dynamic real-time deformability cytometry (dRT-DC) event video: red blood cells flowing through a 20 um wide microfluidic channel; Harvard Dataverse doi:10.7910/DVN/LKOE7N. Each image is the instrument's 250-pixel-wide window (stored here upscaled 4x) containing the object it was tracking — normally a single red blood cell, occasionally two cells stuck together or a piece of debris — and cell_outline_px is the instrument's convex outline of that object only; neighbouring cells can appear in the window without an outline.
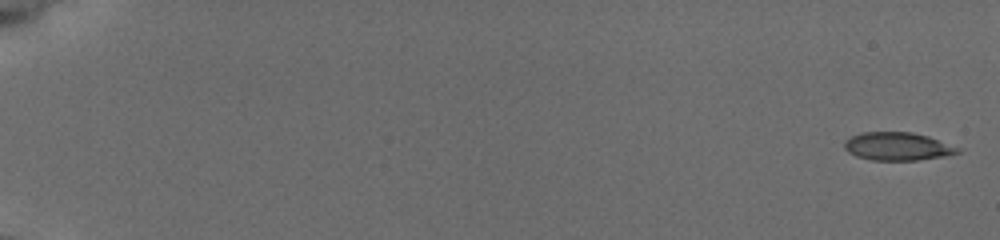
{"species": "common noctule bat (a hibernating species)", "species_latin": "Nyctalus noctula", "temperature_condition": "cold", "stored_images_in_passage": 54, "camera_frame_rate_fps": 3000, "um_per_image_px": 0.085, "animal": {"sex": "female", "body_mass_g": 19.5, "forearm_length_mm": 54.1}, "frame": {"image": 1, "passage_image": 1, "time_ms": 0.0, "image_size_px": [1000, 240], "cell_outline_px": [[960, 152], [944, 156], [916, 160], [872, 160], [856, 156], [848, 152], [844, 148], [844, 140], [860, 132], [912, 132], [928, 136], [960, 148]], "centroid_in_image_um": [76.25, 12.44], "position_along_channel_um": 8.7, "area_um2": 18.5}}
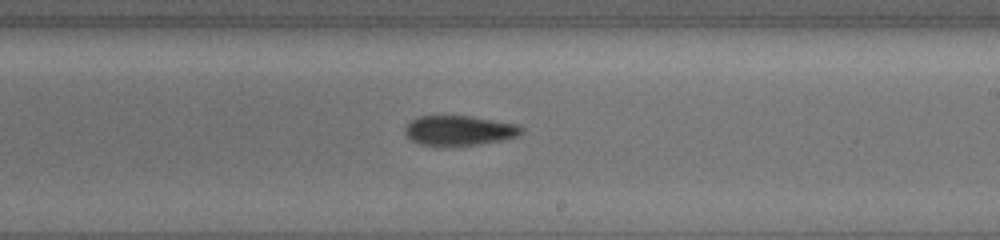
{"frame": {"image": 2, "passage_image": 36, "time_ms": 11.667, "image_size_px": [1000, 240], "cell_outline_px": [[524, 132], [520, 136], [504, 140], [480, 144], [436, 148], [420, 144], [408, 140], [404, 132], [404, 128], [412, 120], [420, 116], [472, 116], [520, 124], [524, 128]], "centroid_in_image_um": [39.05, 11.12], "position_along_channel_um": 249.9, "area_um2": 21.15}}
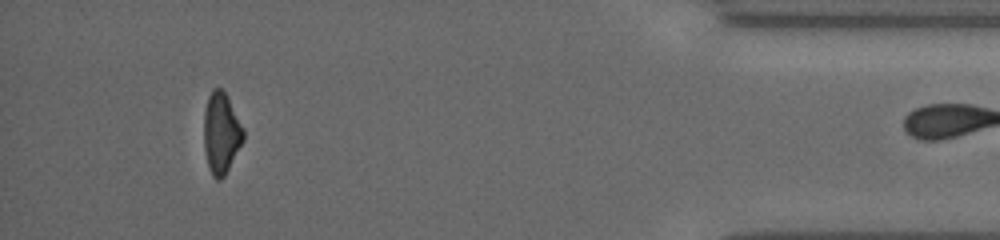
{"frame": {"image": 3, "passage_image": 53, "time_ms": 17.333, "image_size_px": [1000, 240], "cell_outline_px": [[244, 140], [224, 176], [220, 180], [216, 180], [212, 176], [208, 168], [204, 148], [204, 112], [208, 96], [212, 88], [220, 88], [224, 92], [244, 128]], "centroid_in_image_um": [18.79, 11.34], "position_along_channel_um": 416.4, "area_um2": 18.61}}